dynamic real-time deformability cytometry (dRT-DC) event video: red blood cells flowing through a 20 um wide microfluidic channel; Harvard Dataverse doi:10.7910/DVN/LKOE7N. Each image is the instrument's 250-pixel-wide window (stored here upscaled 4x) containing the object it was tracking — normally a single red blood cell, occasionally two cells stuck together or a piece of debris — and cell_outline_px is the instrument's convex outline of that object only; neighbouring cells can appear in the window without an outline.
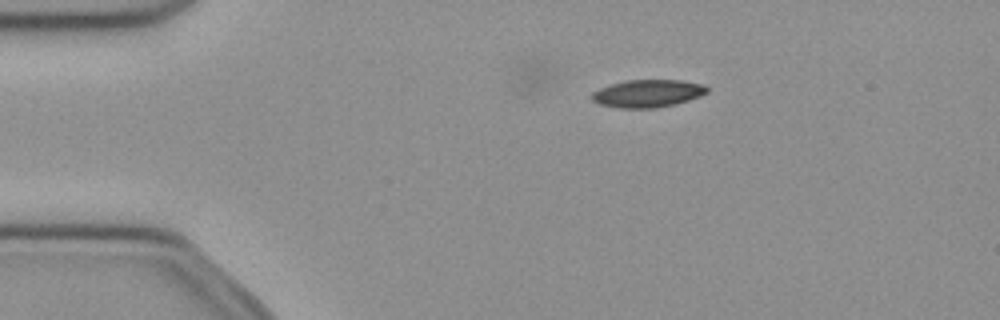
{"species": "common noctule bat (a hibernating species)", "species_latin": "Nyctalus noctula", "temperature_condition": "cold", "stored_images_in_passage": 51, "camera_frame_rate_fps": 3000, "um_per_image_px": 0.085, "animal": {"sex": "female", "body_mass_g": 21.9}, "frame": {"image": 1, "passage_image": 9, "time_ms": 2.667, "image_size_px": [1000, 320], "cell_outline_px": [[708, 92], [700, 96], [676, 104], [656, 108], [620, 108], [600, 104], [592, 100], [592, 92], [600, 88], [624, 80], [680, 80], [704, 84], [708, 88]], "centroid_in_image_um": [55.07, 7.94], "position_along_channel_um": 29.9, "area_um2": 18.55}}
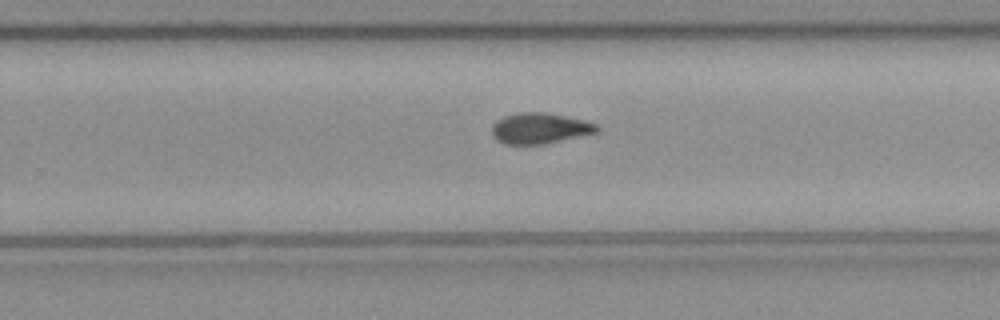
{"frame": {"image": 2, "passage_image": 32, "time_ms": 10.333, "image_size_px": [1000, 320], "cell_outline_px": [[600, 132], [544, 144], [504, 144], [496, 140], [492, 136], [492, 124], [496, 120], [504, 116], [520, 112], [544, 112], [564, 116], [596, 124], [600, 128]], "centroid_in_image_um": [45.85, 10.91], "position_along_channel_um": 283.9, "area_um2": 18.84}}
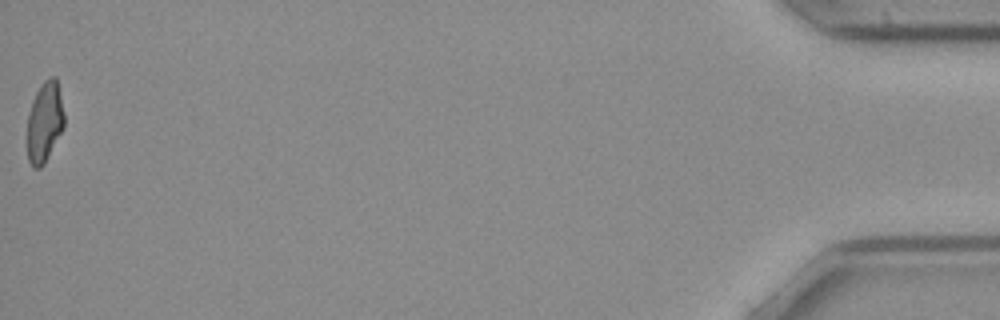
{"frame": {"image": 3, "passage_image": 51, "time_ms": 16.667, "image_size_px": [1000, 320], "cell_outline_px": [[64, 128], [44, 164], [40, 168], [32, 168], [28, 160], [28, 112], [32, 100], [40, 84], [48, 76], [56, 76], [64, 112]], "centroid_in_image_um": [3.8, 10.35], "position_along_channel_um": 431.4, "area_um2": 17.51}, "authors_computed_cell_mechanics": {"area_um2": 18.5538, "velocity_mm_per_s": 3.9806, "shape_relaxation_time_tau1_ms": 7.4868, "shape_relaxation_time_tau2_ms": 7.9544, "deformation_change_tau1": 0.1901, "deformation_change_tau2": 0.1637}}